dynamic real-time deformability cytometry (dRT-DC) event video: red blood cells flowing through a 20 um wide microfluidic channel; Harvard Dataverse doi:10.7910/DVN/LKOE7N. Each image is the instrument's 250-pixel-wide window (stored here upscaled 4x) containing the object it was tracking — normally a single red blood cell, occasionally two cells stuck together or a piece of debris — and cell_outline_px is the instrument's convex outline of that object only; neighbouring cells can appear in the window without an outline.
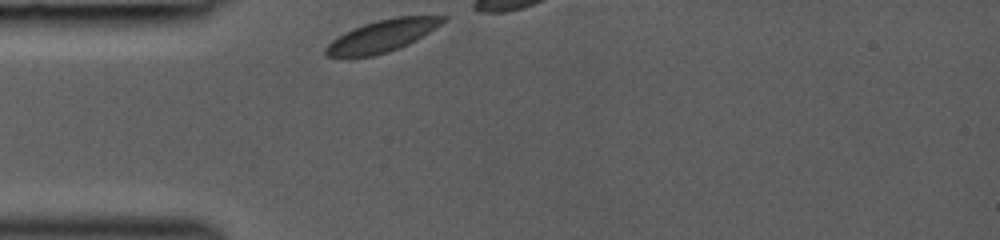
{"species": "common noctule bat (a hibernating species)", "species_latin": "Nyctalus noctula", "temperature_condition": "room temperature", "stored_images_in_passage": 6, "camera_frame_rate_fps": 3000, "um_per_image_px": 0.085, "animal": {"sex": "female", "body_mass_g": 19.0, "forearm_length_mm": 53.3}, "frame": {"image": 1, "passage_image": 1, "time_ms": 0.0, "image_size_px": [1000, 240], "cell_outline_px": [[448, 20], [416, 40], [408, 44], [388, 52], [372, 56], [324, 56], [324, 48], [332, 40], [344, 32], [364, 24], [396, 16], [448, 16]], "centroid_in_image_um": [32.5, 3.04], "position_along_channel_um": 52.5, "area_um2": 21.62}}